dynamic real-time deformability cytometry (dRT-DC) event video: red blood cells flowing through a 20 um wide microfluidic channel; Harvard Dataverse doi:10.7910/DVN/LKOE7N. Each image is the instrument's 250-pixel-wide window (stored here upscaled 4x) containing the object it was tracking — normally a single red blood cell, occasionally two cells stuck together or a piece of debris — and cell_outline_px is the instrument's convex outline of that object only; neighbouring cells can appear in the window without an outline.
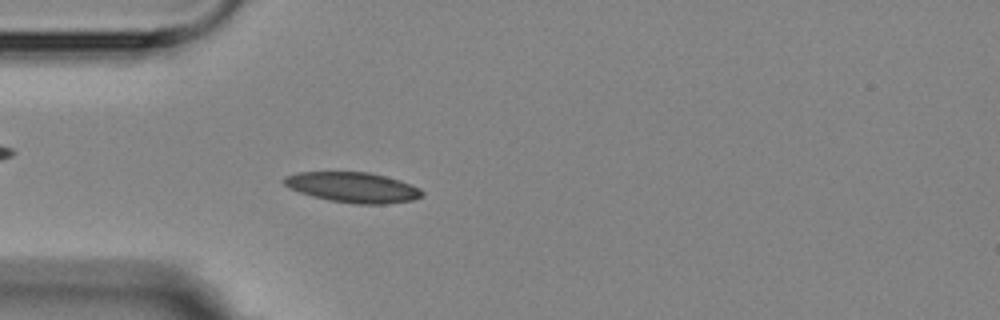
{"species": "Egyptian fruit bat (a non-hibernating species)", "species_latin": "Rousettus aegyptiacus", "temperature_condition": "room temperature", "stored_images_in_passage": 5, "camera_frame_rate_fps": 3000, "um_per_image_px": 0.085, "animal": {"sex": "female"}, "frame": {"image": 1, "passage_image": 4, "time_ms": 3.667, "image_size_px": [1000, 320], "cell_outline_px": [[424, 196], [412, 200], [384, 204], [356, 204], [328, 200], [312, 196], [288, 188], [280, 180], [284, 176], [296, 172], [368, 172], [400, 180], [420, 188], [424, 192]], "centroid_in_image_um": [29.97, 15.92], "position_along_channel_um": 55.0, "area_um2": 24.51}}